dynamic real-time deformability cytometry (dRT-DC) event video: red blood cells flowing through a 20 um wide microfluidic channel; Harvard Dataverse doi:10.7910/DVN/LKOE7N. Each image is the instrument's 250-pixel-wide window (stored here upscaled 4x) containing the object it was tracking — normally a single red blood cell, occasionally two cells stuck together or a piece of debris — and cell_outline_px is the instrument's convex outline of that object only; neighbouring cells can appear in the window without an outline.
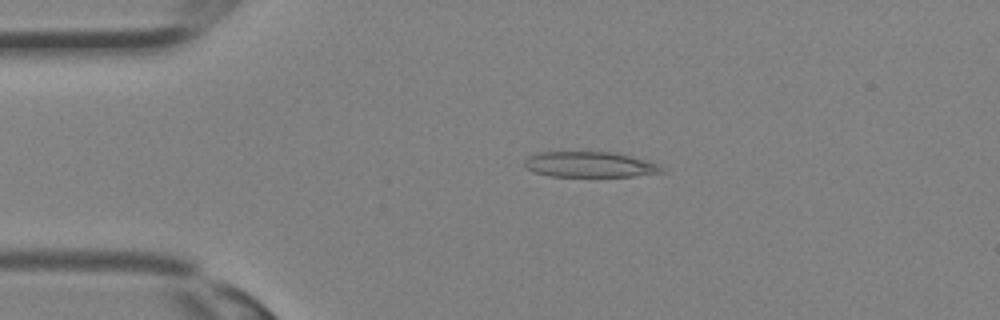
{"species": "Egyptian fruit bat (a non-hibernating species)", "species_latin": "Rousettus aegyptiacus", "temperature_condition": "room temperature", "stored_images_in_passage": 30, "camera_frame_rate_fps": 3000, "um_per_image_px": 0.085, "animal": {"sex": "female"}, "frame": {"image": 1, "passage_image": 5, "time_ms": 1.333, "image_size_px": [1000, 320], "cell_outline_px": [[664, 172], [632, 176], [548, 176], [532, 172], [524, 164], [524, 160], [528, 156], [536, 152], [612, 152], [644, 160], [656, 164]], "centroid_in_image_um": [50.02, 13.98], "position_along_channel_um": 35.0, "area_um2": 20.11}}
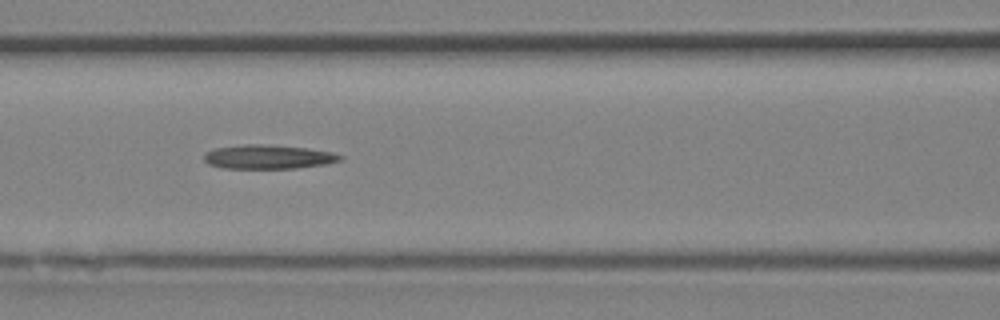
{"frame": {"image": 2, "passage_image": 12, "time_ms": 3.667, "image_size_px": [1000, 320], "cell_outline_px": [[344, 160], [328, 164], [296, 168], [224, 168], [208, 164], [204, 160], [204, 152], [216, 148], [244, 144], [264, 144], [308, 148], [332, 152], [344, 156]], "centroid_in_image_um": [22.84, 13.33], "position_along_channel_um": 143.8, "area_um2": 19.25}}
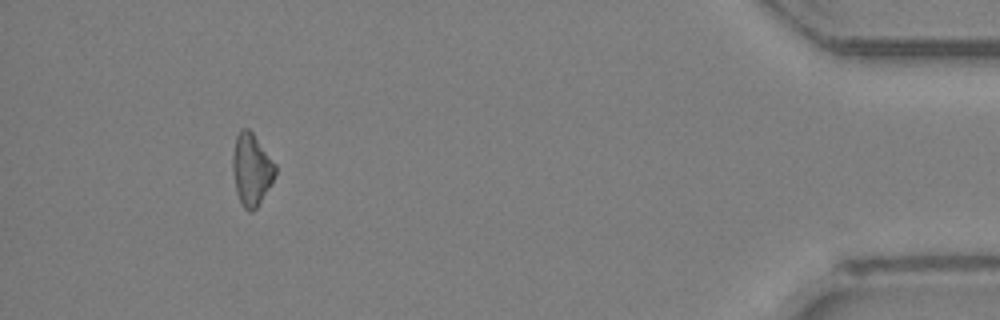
{"frame": {"image": 3, "passage_image": 28, "time_ms": 9.0, "image_size_px": [1000, 320], "cell_outline_px": [[276, 176], [272, 184], [260, 204], [252, 212], [248, 212], [244, 208], [236, 192], [232, 172], [232, 152], [236, 136], [244, 128], [248, 128], [252, 132], [276, 164]], "centroid_in_image_um": [21.38, 14.44], "position_along_channel_um": 413.8, "area_um2": 18.15}}